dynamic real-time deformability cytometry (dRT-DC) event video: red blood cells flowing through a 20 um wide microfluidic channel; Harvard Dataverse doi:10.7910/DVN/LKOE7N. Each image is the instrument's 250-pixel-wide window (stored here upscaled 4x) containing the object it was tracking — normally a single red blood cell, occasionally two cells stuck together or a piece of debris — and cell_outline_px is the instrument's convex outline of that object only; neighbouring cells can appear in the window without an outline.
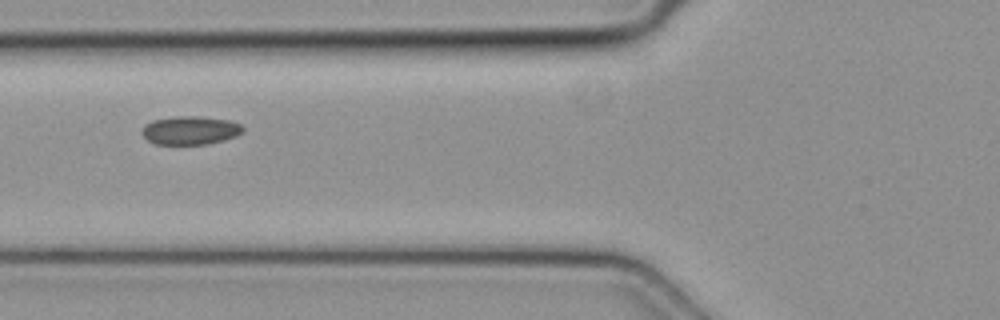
{"species": "common noctule bat (a hibernating species)", "species_latin": "Nyctalus noctula", "temperature_condition": "cold", "stored_images_in_passage": 6, "camera_frame_rate_fps": 3000, "um_per_image_px": 0.085, "animal": {"sex": "female", "body_mass_g": 19.3, "forearm_length_mm": 54.1}, "frame": {"image": 1, "passage_image": 5, "time_ms": 1.333, "image_size_px": [1000, 320], "cell_outline_px": [[244, 132], [236, 136], [224, 140], [208, 144], [156, 144], [148, 140], [140, 132], [144, 124], [152, 120], [176, 116], [200, 116], [228, 120], [240, 124], [244, 128]], "centroid_in_image_um": [16.17, 11.07], "position_along_channel_um": 109.6, "area_um2": 16.88}}
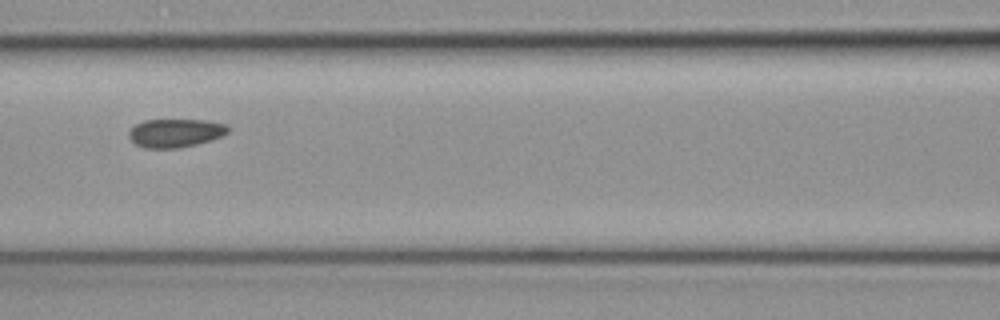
{"frame": {"image": 2, "passage_image": 6, "time_ms": 1.667, "image_size_px": [1000, 320], "cell_outline_px": [[228, 132], [212, 140], [196, 144], [176, 148], [144, 148], [136, 144], [128, 136], [128, 132], [136, 124], [144, 120], [204, 120], [228, 124]], "centroid_in_image_um": [14.9, 11.3], "position_along_channel_um": 151.7, "area_um2": 16.36}}